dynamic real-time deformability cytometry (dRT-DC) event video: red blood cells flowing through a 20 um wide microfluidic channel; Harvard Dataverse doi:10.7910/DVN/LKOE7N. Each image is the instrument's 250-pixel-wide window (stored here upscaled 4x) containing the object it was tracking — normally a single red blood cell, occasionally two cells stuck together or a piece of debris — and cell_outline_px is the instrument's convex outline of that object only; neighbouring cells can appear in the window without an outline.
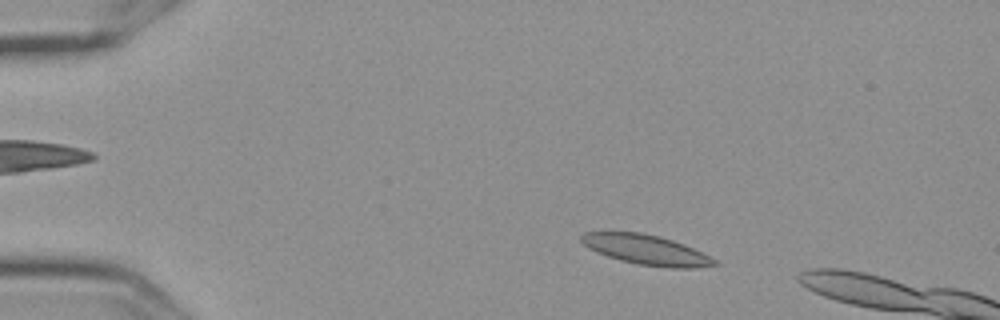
{"species": "Egyptian fruit bat (a non-hibernating species)", "species_latin": "Rousettus aegyptiacus", "temperature_condition": "cold", "stored_images_in_passage": 4, "camera_frame_rate_fps": 3000, "um_per_image_px": 0.085, "frame": {"image": 1, "passage_image": 2, "time_ms": 0.333, "image_size_px": [1000, 320], "cell_outline_px": [[720, 264], [692, 268], [668, 268], [636, 264], [620, 260], [596, 252], [588, 248], [580, 240], [580, 236], [584, 232], [640, 232], [660, 236], [684, 244], [716, 260]], "centroid_in_image_um": [54.9, 21.23], "position_along_channel_um": 30.1, "area_um2": 23.12}}